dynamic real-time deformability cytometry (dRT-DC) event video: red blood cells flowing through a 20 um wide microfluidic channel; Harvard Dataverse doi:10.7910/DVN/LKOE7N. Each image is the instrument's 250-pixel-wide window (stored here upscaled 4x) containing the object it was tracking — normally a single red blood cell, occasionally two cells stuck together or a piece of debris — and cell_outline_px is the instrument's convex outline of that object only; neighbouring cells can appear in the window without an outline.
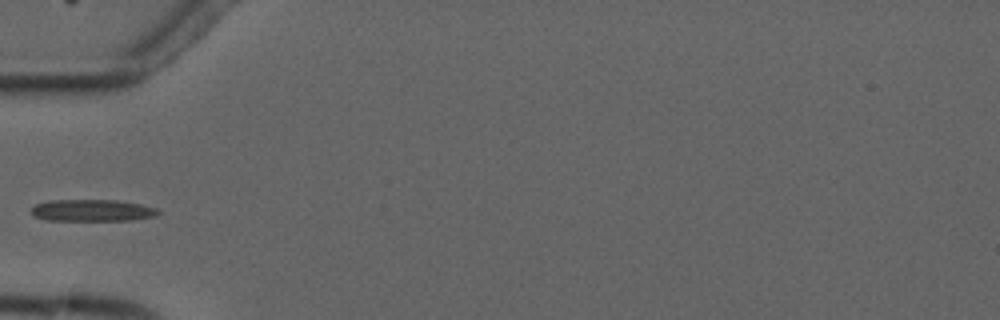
{"species": "common noctule bat (a hibernating species)", "species_latin": "Nyctalus noctula", "temperature_condition": "cold", "stored_images_in_passage": 4, "camera_frame_rate_fps": 3000, "um_per_image_px": 0.085, "animal": {"sex": "male", "forearm_length_mm": 52.5}, "frame": {"image": 1, "passage_image": 4, "time_ms": 3.333, "image_size_px": [1000, 320], "cell_outline_px": [[160, 212], [156, 216], [132, 220], [44, 220], [32, 216], [32, 208], [36, 204], [48, 200], [116, 200], [140, 204], [156, 208]], "centroid_in_image_um": [7.82, 17.88], "position_along_channel_um": 77.2, "area_um2": 16.13}}